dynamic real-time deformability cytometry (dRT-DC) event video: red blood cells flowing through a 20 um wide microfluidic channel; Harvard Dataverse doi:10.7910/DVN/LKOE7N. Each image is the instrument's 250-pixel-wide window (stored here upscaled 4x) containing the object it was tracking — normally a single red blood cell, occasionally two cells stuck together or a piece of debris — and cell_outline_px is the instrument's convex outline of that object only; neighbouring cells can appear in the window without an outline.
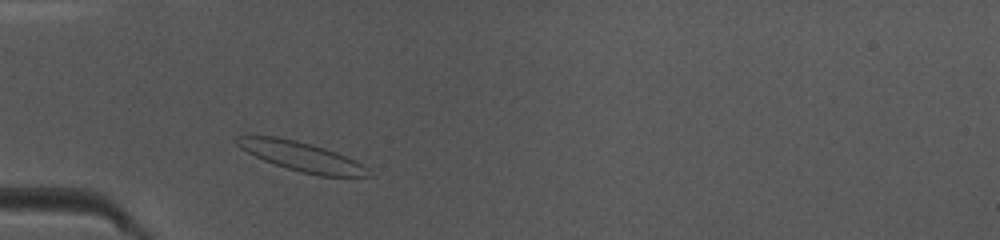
{"species": "common noctule bat (a hibernating species)", "species_latin": "Nyctalus noctula", "temperature_condition": "warm", "stored_images_in_passage": 37, "camera_frame_rate_fps": 3000, "um_per_image_px": 0.085, "animal": {"sex": "female", "body_mass_g": 10.0, "forearm_length_mm": 53.1}, "frame": {"image": 1, "passage_image": 4, "time_ms": 1.0, "image_size_px": [1000, 240], "cell_outline_px": [[372, 176], [320, 176], [300, 172], [264, 160], [240, 148], [236, 144], [236, 136], [276, 136], [296, 140], [312, 144], [336, 152], [356, 160], [368, 168]], "centroid_in_image_um": [25.65, 13.3], "position_along_channel_um": 59.3, "area_um2": 22.31}}
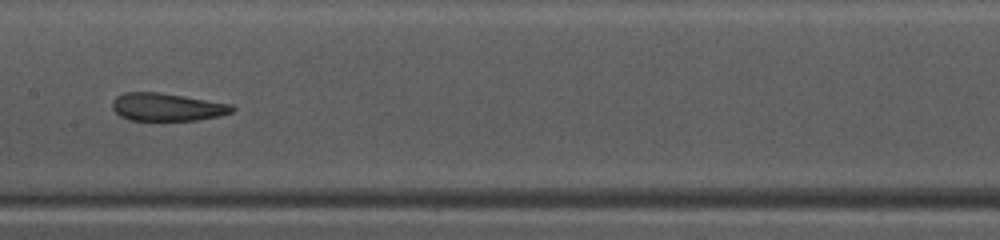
{"frame": {"image": 2, "passage_image": 14, "time_ms": 4.333, "image_size_px": [1000, 240], "cell_outline_px": [[236, 108], [232, 112], [220, 116], [196, 120], [128, 120], [120, 116], [112, 108], [112, 100], [116, 96], [124, 92], [156, 92], [184, 96], [232, 104]], "centroid_in_image_um": [14.19, 9.1], "position_along_channel_um": 193.2, "area_um2": 19.48}}
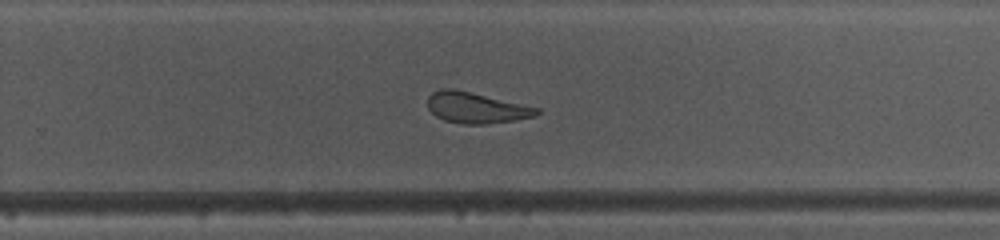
{"frame": {"image": 3, "passage_image": 21, "time_ms": 6.667, "image_size_px": [1000, 240], "cell_outline_px": [[540, 112], [536, 116], [516, 120], [488, 124], [464, 124], [444, 120], [436, 116], [428, 108], [428, 96], [432, 92], [440, 88], [452, 88], [540, 108]], "centroid_in_image_um": [40.47, 9.16], "position_along_channel_um": 289.3, "area_um2": 19.59}, "authors_computed_cell_mechanics": {"area_um2": 21.2126, "velocity_mm_per_s": 4.1372, "shape_relaxation_time_tau1_ms": 5.801, "shape_relaxation_time_tau2_ms": 1.7492, "deformation_change_tau1": 0.1922, "deformation_change_tau2": 0.1047}}